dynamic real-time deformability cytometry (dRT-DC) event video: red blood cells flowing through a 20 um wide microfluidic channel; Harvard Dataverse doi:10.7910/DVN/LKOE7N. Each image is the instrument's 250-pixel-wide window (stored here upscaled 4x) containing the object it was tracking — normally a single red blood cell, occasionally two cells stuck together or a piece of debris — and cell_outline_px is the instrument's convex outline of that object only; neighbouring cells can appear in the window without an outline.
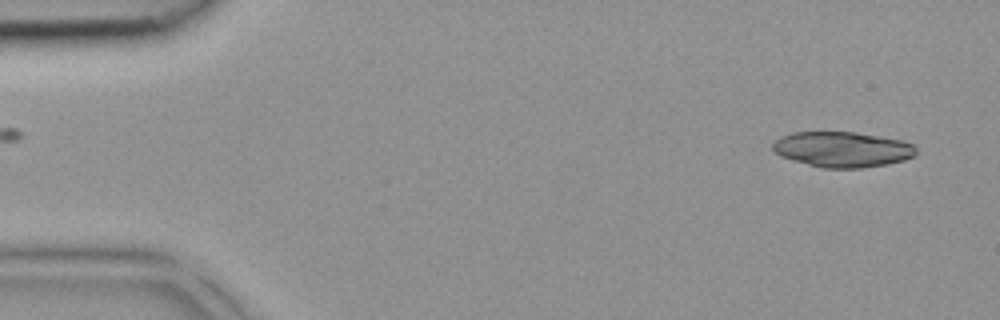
{"species": "common noctule bat (a hibernating species)", "species_latin": "Nyctalus noctula", "temperature_condition": "room temperature", "stored_images_in_passage": 40, "camera_frame_rate_fps": 3000, "um_per_image_px": 0.085, "animal": {"sex": "female", "body_mass_g": 18.4}, "frame": {"image": 1, "passage_image": 1, "time_ms": 0.0, "image_size_px": [1000, 320], "cell_outline_px": [[916, 156], [904, 160], [884, 164], [860, 168], [820, 168], [792, 160], [780, 156], [772, 148], [772, 144], [780, 136], [792, 132], [856, 132], [900, 140], [916, 144]], "centroid_in_image_um": [71.6, 12.7], "position_along_channel_um": 13.4, "area_um2": 29.71}}
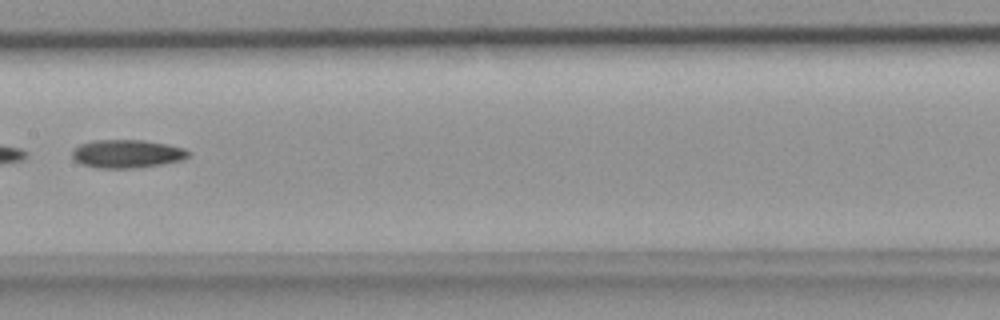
{"frame": {"image": 2, "passage_image": 20, "time_ms": 6.333, "image_size_px": [1000, 320], "cell_outline_px": [[188, 156], [184, 160], [136, 168], [96, 168], [80, 164], [72, 156], [72, 148], [80, 144], [92, 140], [144, 140], [184, 148], [188, 152]], "centroid_in_image_um": [10.74, 13.07], "position_along_channel_um": 196.7, "area_um2": 19.13}}
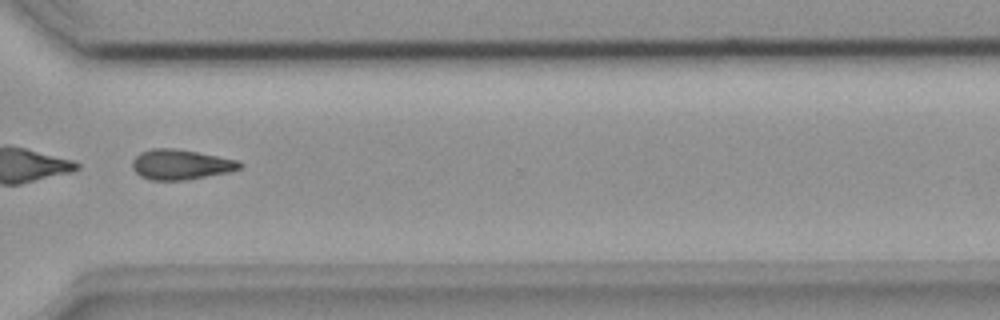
{"frame": {"image": 3, "passage_image": 30, "time_ms": 9.667, "image_size_px": [1000, 320], "cell_outline_px": [[244, 164], [240, 168], [228, 172], [184, 180], [152, 180], [140, 176], [132, 168], [132, 160], [140, 152], [152, 148], [172, 148], [196, 152], [236, 160]], "centroid_in_image_um": [15.32, 13.98], "position_along_channel_um": 355.3, "area_um2": 18.61}}